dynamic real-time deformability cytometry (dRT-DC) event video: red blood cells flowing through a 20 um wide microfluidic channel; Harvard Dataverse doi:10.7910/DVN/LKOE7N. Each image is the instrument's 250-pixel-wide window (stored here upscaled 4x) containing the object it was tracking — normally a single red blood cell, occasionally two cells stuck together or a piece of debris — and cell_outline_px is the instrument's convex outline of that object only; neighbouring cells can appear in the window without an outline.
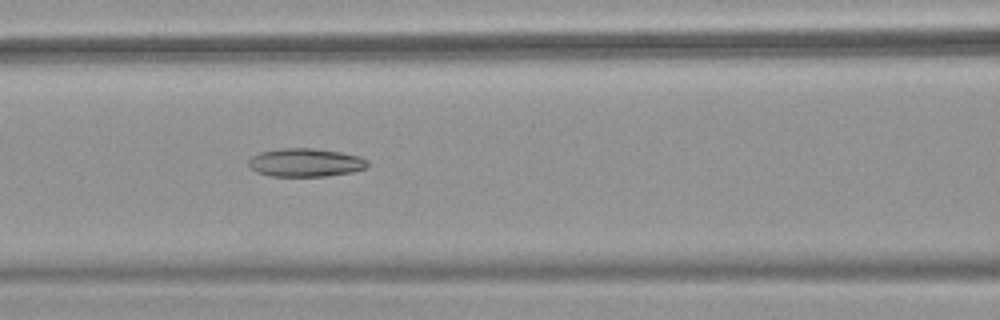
{"species": "common noctule bat (a hibernating species)", "species_latin": "Nyctalus noctula", "temperature_condition": "warm", "stored_images_in_passage": 52, "camera_frame_rate_fps": 3000, "um_per_image_px": 0.085, "animal": {"sex": "female", "body_mass_g": 18.4}, "frame": {"image": 1, "passage_image": 23, "time_ms": 7.333, "image_size_px": [1000, 320], "cell_outline_px": [[368, 164], [364, 168], [352, 172], [328, 176], [268, 176], [256, 172], [248, 164], [248, 160], [252, 156], [260, 152], [280, 148], [312, 148], [340, 152], [360, 156], [368, 160]], "centroid_in_image_um": [25.95, 13.82], "position_along_channel_um": 140.6, "area_um2": 19.71}}
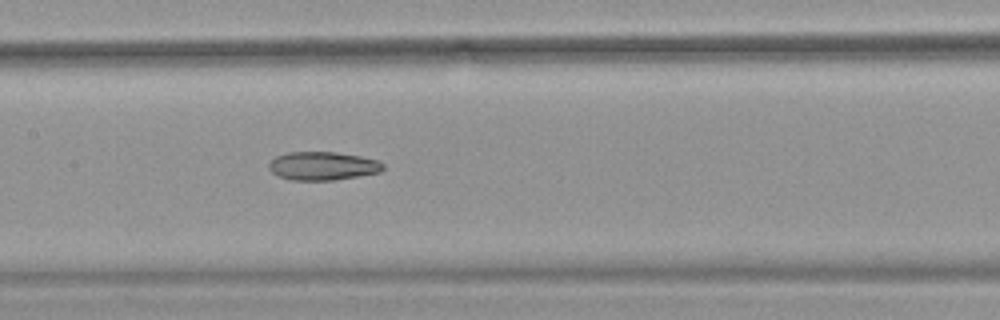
{"frame": {"image": 2, "passage_image": 26, "time_ms": 8.333, "image_size_px": [1000, 320], "cell_outline_px": [[384, 168], [380, 172], [332, 180], [292, 180], [276, 176], [268, 168], [268, 164], [276, 156], [288, 152], [336, 152], [360, 156], [376, 160], [384, 164]], "centroid_in_image_um": [27.39, 14.1], "position_along_channel_um": 180.0, "area_um2": 18.84}}
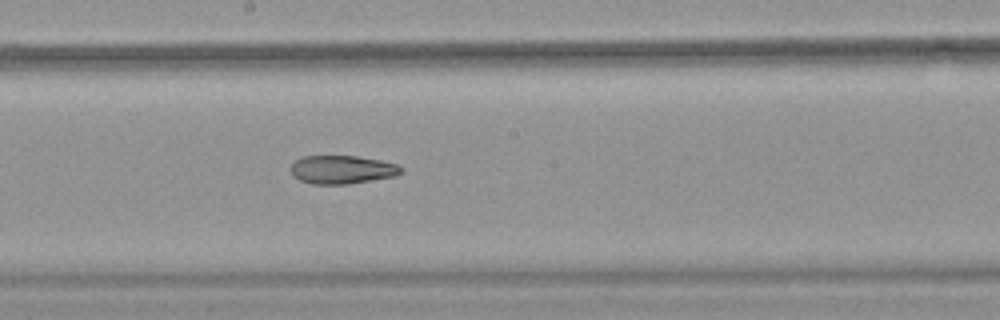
{"frame": {"image": 3, "passage_image": 29, "time_ms": 9.333, "image_size_px": [1000, 320], "cell_outline_px": [[404, 168], [396, 176], [348, 184], [312, 184], [300, 180], [292, 176], [292, 164], [296, 160], [304, 156], [356, 156], [380, 160], [396, 164]], "centroid_in_image_um": [29.08, 14.42], "position_along_channel_um": 219.1, "area_um2": 18.15}, "authors_computed_cell_mechanics": {"area_um2": 22.4264, "velocity_mm_per_s": 3.9423, "shape_relaxation_time_tau1_ms": null, "shape_relaxation_time_tau2_ms": 8.3594, "deformation_change_tau1": null, "deformation_change_tau2": 0.1942}}